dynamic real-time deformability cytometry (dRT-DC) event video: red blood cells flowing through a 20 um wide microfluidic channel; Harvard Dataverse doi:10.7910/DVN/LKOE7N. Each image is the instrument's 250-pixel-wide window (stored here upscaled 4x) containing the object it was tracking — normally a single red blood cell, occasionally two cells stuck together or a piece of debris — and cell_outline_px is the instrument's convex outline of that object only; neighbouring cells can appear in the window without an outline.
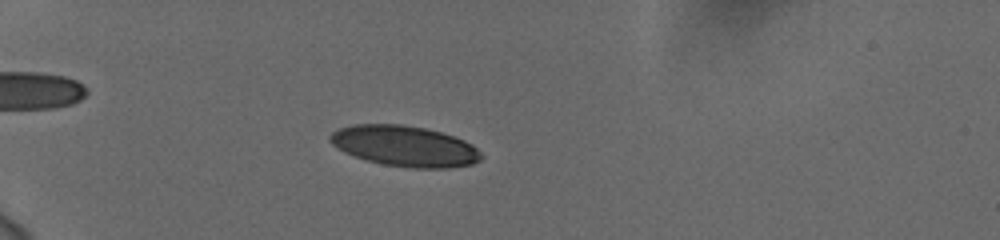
{"species": "human", "species_latin": "Homo sapiens", "temperature_condition": "cold", "stored_images_in_passage": 58, "camera_frame_rate_fps": 3000, "um_per_image_px": 0.085, "donor": {"sex": "female"}, "frame": {"image": 1, "passage_image": 19, "time_ms": 6.0, "image_size_px": [1000, 240], "cell_outline_px": [[484, 156], [480, 160], [472, 164], [448, 168], [412, 168], [384, 164], [368, 160], [344, 152], [332, 144], [328, 140], [328, 136], [332, 132], [340, 128], [352, 124], [404, 124], [424, 128], [440, 132], [464, 140], [472, 144]], "centroid_in_image_um": [34.39, 12.41], "position_along_channel_um": 50.6, "area_um2": 35.78}}
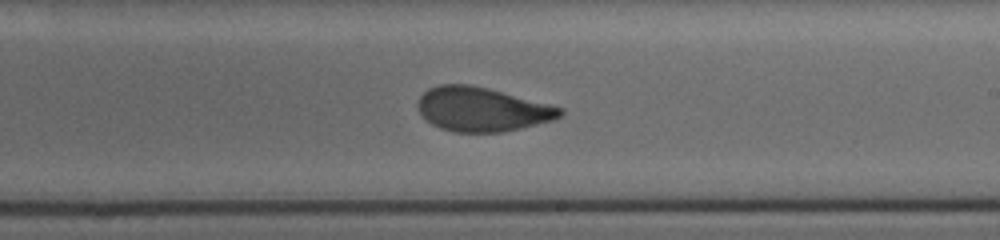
{"frame": {"image": 2, "passage_image": 38, "time_ms": 12.333, "image_size_px": [1000, 240], "cell_outline_px": [[564, 112], [560, 116], [552, 120], [504, 132], [456, 132], [440, 128], [432, 124], [416, 108], [416, 104], [420, 96], [428, 88], [440, 84], [472, 84], [488, 88], [564, 108]], "centroid_in_image_um": [40.94, 9.28], "position_along_channel_um": 248.1, "area_um2": 36.47}}
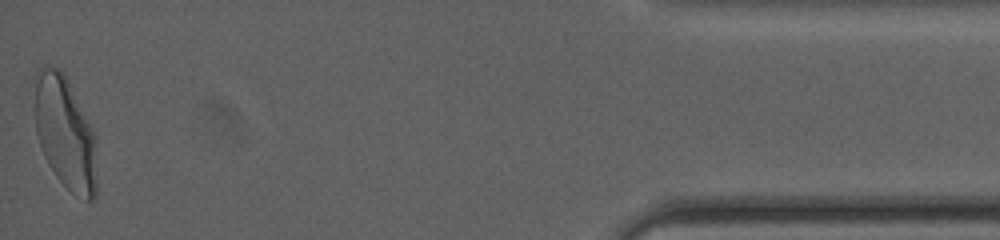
{"frame": {"image": 3, "passage_image": 58, "time_ms": 19.0, "image_size_px": [1000, 240], "cell_outline_px": [[96, 196], [92, 200], [88, 200], [72, 192], [56, 176], [48, 164], [44, 156], [36, 132], [32, 76], [44, 64], [56, 68], [64, 72], [96, 136]], "centroid_in_image_um": [5.5, 11.22], "position_along_channel_um": 429.7, "area_um2": 41.33}, "authors_computed_cell_mechanics": {"area_um2": 36.5585, "velocity_mm_per_s": 3.7301, "shape_relaxation_time_tau1_ms": 5.735, "shape_relaxation_time_tau2_ms": 0.9959, "deformation_change_tau1": 0.1732, "deformation_change_tau2": 0.0559}}